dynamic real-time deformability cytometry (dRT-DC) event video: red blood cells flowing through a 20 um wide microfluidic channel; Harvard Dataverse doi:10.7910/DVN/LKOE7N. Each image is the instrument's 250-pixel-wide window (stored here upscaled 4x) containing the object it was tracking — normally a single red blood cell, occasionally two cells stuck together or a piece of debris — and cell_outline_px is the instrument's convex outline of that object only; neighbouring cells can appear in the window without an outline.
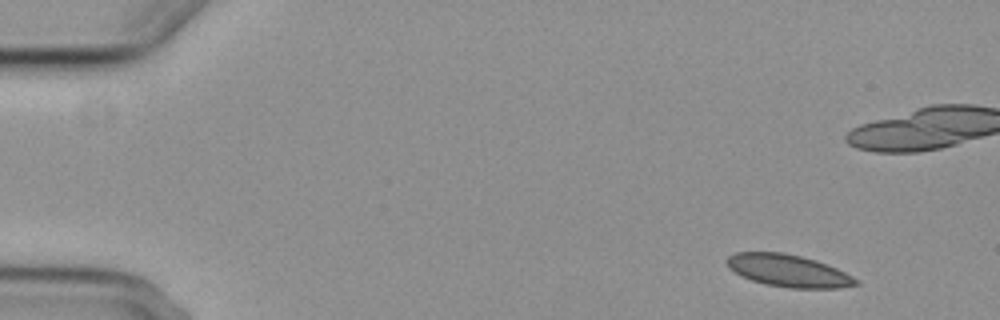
{"species": "common noctule bat (a hibernating species)", "species_latin": "Nyctalus noctula", "temperature_condition": "cold", "stored_images_in_passage": 8, "camera_frame_rate_fps": 3000, "um_per_image_px": 0.085, "animal": {"sex": "female", "body_mass_g": 29.2, "forearm_length_mm": 56.3}, "frame": {"image": 1, "passage_image": 1, "time_ms": 0.0, "image_size_px": [1000, 320], "cell_outline_px": [[860, 284], [840, 288], [788, 288], [764, 284], [740, 276], [728, 268], [724, 260], [728, 256], [736, 252], [784, 252], [816, 260], [836, 268], [860, 280]], "centroid_in_image_um": [66.98, 23.01], "position_along_channel_um": 18.0, "area_um2": 24.51}}
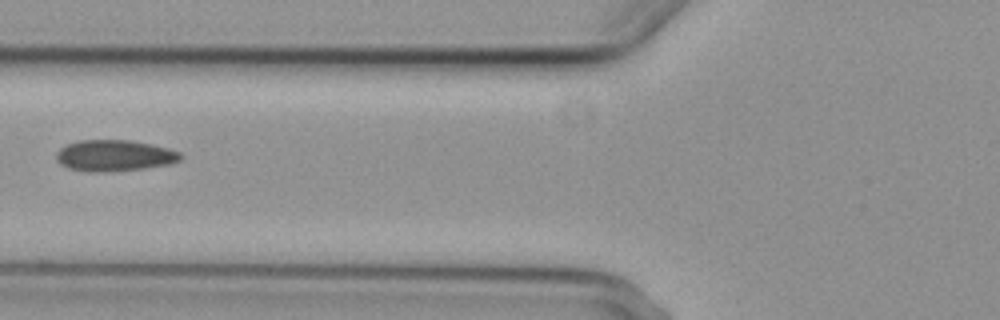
{"frame": {"image": 2, "passage_image": 7, "time_ms": 8.0, "image_size_px": [1000, 320], "cell_outline_px": [[184, 156], [180, 160], [168, 164], [144, 168], [96, 172], [88, 172], [68, 168], [60, 164], [56, 160], [56, 152], [60, 148], [68, 144], [80, 140], [128, 140], [152, 144], [168, 148], [180, 152]], "centroid_in_image_um": [9.71, 13.22], "position_along_channel_um": 116.1, "area_um2": 22.54}}
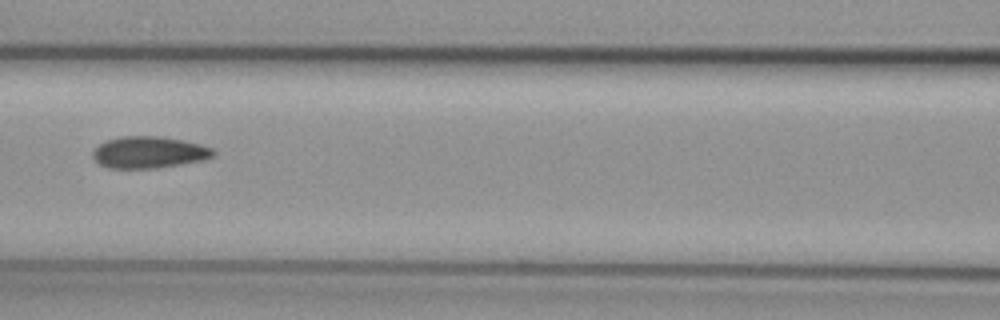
{"frame": {"image": 3, "passage_image": 8, "time_ms": 9.0, "image_size_px": [1000, 320], "cell_outline_px": [[216, 156], [204, 160], [156, 168], [108, 168], [100, 164], [92, 156], [92, 152], [100, 144], [108, 140], [120, 136], [160, 136], [184, 140], [200, 144], [212, 148], [216, 152]], "centroid_in_image_um": [12.7, 12.94], "position_along_channel_um": 153.9, "area_um2": 22.31}}